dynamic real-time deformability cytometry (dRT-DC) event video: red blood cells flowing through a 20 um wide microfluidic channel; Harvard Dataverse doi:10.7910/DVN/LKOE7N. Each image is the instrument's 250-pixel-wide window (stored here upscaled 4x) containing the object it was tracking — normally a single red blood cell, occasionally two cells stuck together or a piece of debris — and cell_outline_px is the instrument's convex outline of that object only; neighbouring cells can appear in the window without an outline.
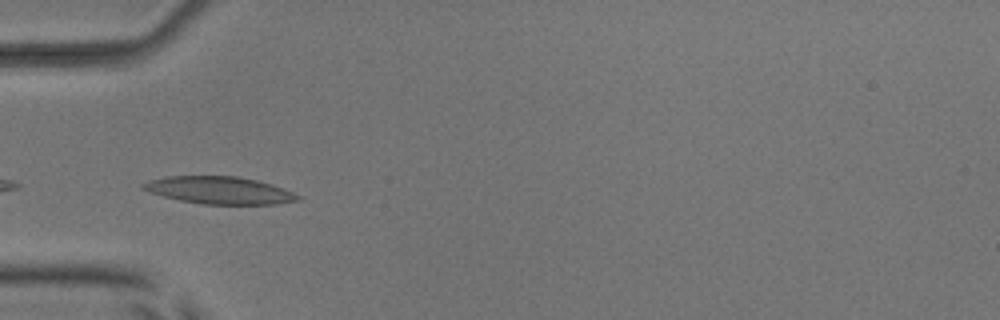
{"species": "common noctule bat (a hibernating species)", "species_latin": "Nyctalus noctula", "temperature_condition": "room temperature", "stored_images_in_passage": 13, "camera_frame_rate_fps": 3000, "um_per_image_px": 0.085, "animal": {"sex": "male", "body_mass_g": 17.9, "forearm_length_mm": 54.2}, "frame": {"image": 1, "passage_image": 1, "time_ms": 0.0, "image_size_px": [1000, 320], "cell_outline_px": [[300, 200], [276, 204], [204, 204], [180, 200], [148, 192], [140, 188], [140, 184], [148, 180], [168, 176], [236, 176], [256, 180], [272, 184], [284, 188], [300, 196]], "centroid_in_image_um": [18.62, 16.17], "position_along_channel_um": 66.4, "area_um2": 24.68}}
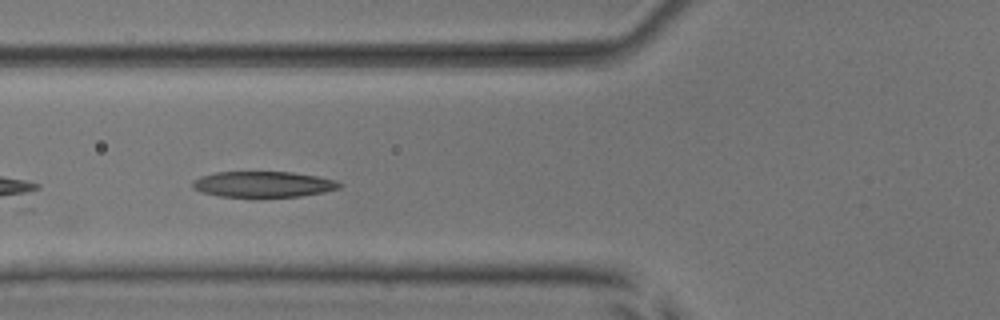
{"frame": {"image": 2, "passage_image": 4, "time_ms": 1.0, "image_size_px": [1000, 320], "cell_outline_px": [[344, 184], [340, 188], [324, 192], [300, 196], [220, 196], [200, 192], [192, 188], [192, 180], [200, 176], [216, 172], [292, 172], [316, 176], [336, 180]], "centroid_in_image_um": [22.37, 15.65], "position_along_channel_um": 103.4, "area_um2": 22.02}}
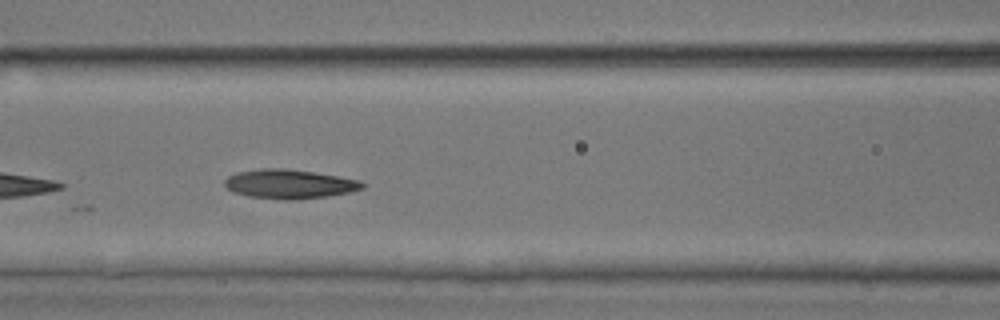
{"frame": {"image": 3, "passage_image": 7, "time_ms": 2.0, "image_size_px": [1000, 320], "cell_outline_px": [[368, 184], [364, 188], [348, 192], [328, 196], [296, 200], [288, 200], [248, 196], [232, 192], [224, 184], [224, 180], [228, 176], [236, 172], [260, 168], [284, 168], [312, 172], [360, 180]], "centroid_in_image_um": [24.59, 15.64], "position_along_channel_um": 142.0, "area_um2": 23.47}}